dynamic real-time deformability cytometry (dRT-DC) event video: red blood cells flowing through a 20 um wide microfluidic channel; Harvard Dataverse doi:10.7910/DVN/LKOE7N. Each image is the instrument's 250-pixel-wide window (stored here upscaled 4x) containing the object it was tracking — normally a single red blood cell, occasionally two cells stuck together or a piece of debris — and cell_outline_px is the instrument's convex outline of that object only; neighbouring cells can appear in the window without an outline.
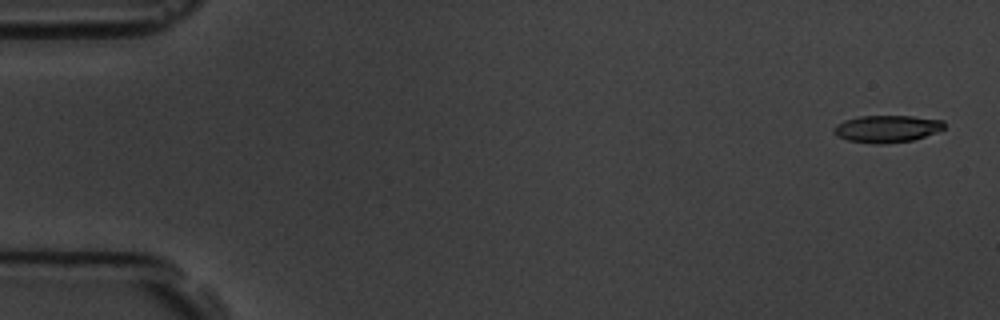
{"species": "common noctule bat (a hibernating species)", "species_latin": "Nyctalus noctula", "temperature_condition": "room temperature", "stored_images_in_passage": 5, "camera_frame_rate_fps": 3000, "um_per_image_px": 0.085, "animal": {"sex": "male", "body_mass_g": 19.5, "forearm_length_mm": 54.6}, "frame": {"image": 1, "passage_image": 1, "time_ms": 0.0, "image_size_px": [1000, 320], "cell_outline_px": [[944, 128], [936, 132], [912, 140], [884, 144], [876, 144], [848, 140], [836, 136], [832, 132], [832, 128], [836, 124], [844, 120], [860, 116], [912, 116], [944, 120]], "centroid_in_image_um": [75.34, 10.94], "position_along_channel_um": 9.7, "area_um2": 17.51}}
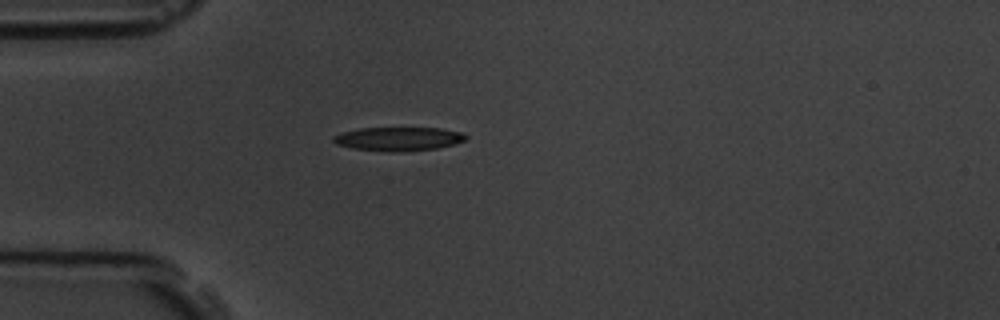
{"frame": {"image": 2, "passage_image": 5, "time_ms": 4.667, "image_size_px": [1000, 320], "cell_outline_px": [[468, 136], [464, 140], [456, 144], [436, 148], [404, 152], [388, 152], [352, 148], [336, 144], [332, 140], [332, 136], [344, 132], [360, 128], [440, 128], [460, 132]], "centroid_in_image_um": [33.86, 11.81], "position_along_channel_um": 51.1, "area_um2": 18.38}}